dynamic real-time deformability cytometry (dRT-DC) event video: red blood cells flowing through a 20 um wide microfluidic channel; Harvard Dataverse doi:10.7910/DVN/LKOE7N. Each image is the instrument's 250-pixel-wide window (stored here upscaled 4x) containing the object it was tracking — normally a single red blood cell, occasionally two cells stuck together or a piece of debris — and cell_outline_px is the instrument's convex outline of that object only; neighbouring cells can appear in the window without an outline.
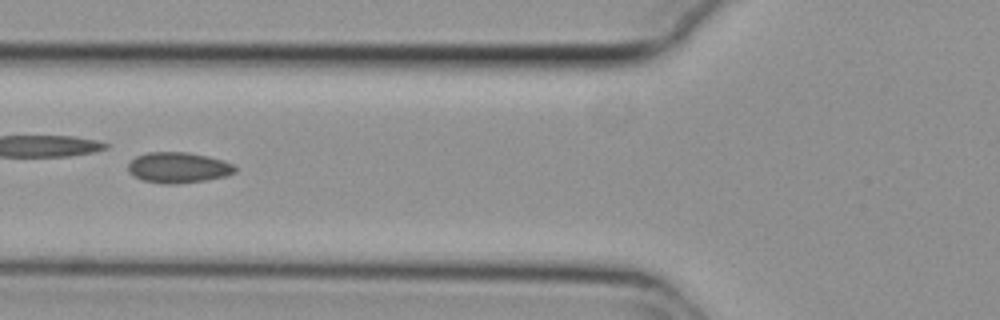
{"species": "common noctule bat (a hibernating species)", "species_latin": "Nyctalus noctula", "temperature_condition": "cold", "stored_images_in_passage": 39, "camera_frame_rate_fps": 3000, "um_per_image_px": 0.085, "animal": {"sex": "female", "body_mass_g": 29.2, "forearm_length_mm": 56.3}, "frame": {"image": 1, "passage_image": 6, "time_ms": 1.667, "image_size_px": [1000, 320], "cell_outline_px": [[236, 172], [224, 176], [204, 180], [176, 184], [164, 184], [144, 180], [128, 172], [128, 164], [136, 156], [148, 152], [188, 152], [208, 156], [224, 160], [232, 164], [236, 168]], "centroid_in_image_um": [15.16, 14.23], "position_along_channel_um": 110.6, "area_um2": 19.02}, "authors_computed_cell_mechanics": {"area_um2": 18.5538, "velocity_mm_per_s": 3.7775, "shape_relaxation_time_tau1_ms": null, "shape_relaxation_time_tau2_ms": 2.2124, "deformation_change_tau1": null, "deformation_change_tau2": 0.0796}}